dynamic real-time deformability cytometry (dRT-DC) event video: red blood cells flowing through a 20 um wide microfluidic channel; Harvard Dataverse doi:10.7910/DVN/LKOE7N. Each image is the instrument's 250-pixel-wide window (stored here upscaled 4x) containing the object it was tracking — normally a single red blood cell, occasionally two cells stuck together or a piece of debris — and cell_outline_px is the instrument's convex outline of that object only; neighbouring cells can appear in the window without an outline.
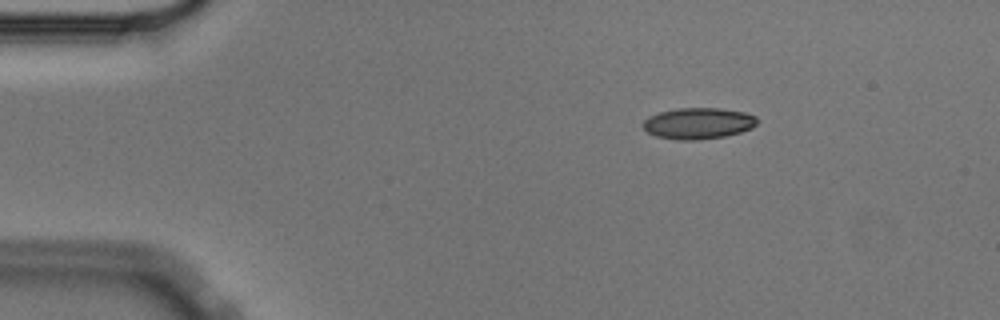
{"species": "Egyptian fruit bat (a non-hibernating species)", "species_latin": "Rousettus aegyptiacus", "temperature_condition": "cold", "stored_images_in_passage": 49, "camera_frame_rate_fps": 3000, "um_per_image_px": 0.085, "animal": {"sex": "male"}, "frame": {"image": 1, "passage_image": 2, "time_ms": 0.333, "image_size_px": [1000, 320], "cell_outline_px": [[756, 124], [752, 128], [740, 132], [724, 136], [700, 140], [676, 140], [656, 136], [648, 132], [644, 128], [644, 120], [648, 116], [660, 112], [676, 108], [720, 108], [744, 112], [756, 116]], "centroid_in_image_um": [59.34, 10.48], "position_along_channel_um": 25.7, "area_um2": 20.75}}
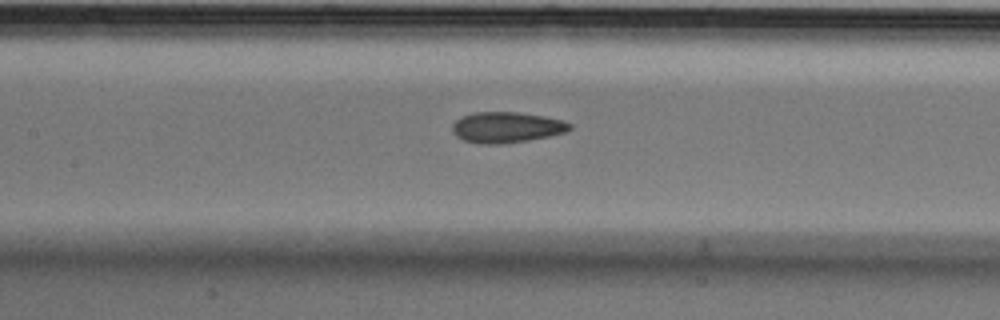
{"frame": {"image": 2, "passage_image": 19, "time_ms": 6.0, "image_size_px": [1000, 320], "cell_outline_px": [[572, 128], [568, 132], [528, 140], [500, 144], [480, 144], [464, 140], [456, 136], [452, 132], [452, 124], [456, 120], [464, 116], [476, 112], [516, 112], [544, 116], [564, 120], [572, 124]], "centroid_in_image_um": [43.08, 10.82], "position_along_channel_um": 164.3, "area_um2": 21.1}}
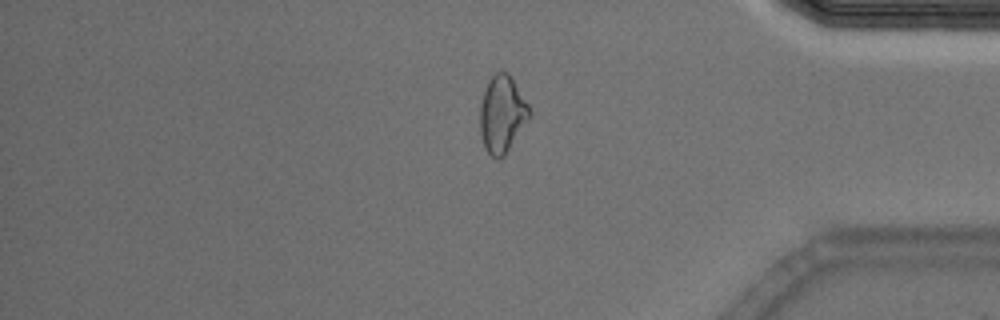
{"frame": {"image": 3, "passage_image": 40, "time_ms": 13.0, "image_size_px": [1000, 320], "cell_outline_px": [[532, 112], [504, 156], [492, 156], [488, 152], [484, 144], [480, 132], [480, 104], [488, 80], [496, 72], [508, 72], [528, 104]], "centroid_in_image_um": [42.67, 9.66], "position_along_channel_um": 392.5, "area_um2": 21.56}, "authors_computed_cell_mechanics": {"area_um2": 21.097, "velocity_mm_per_s": 3.5772, "shape_relaxation_time_tau1_ms": 8.8977, "shape_relaxation_time_tau2_ms": 2.9262, "deformation_change_tau1": 0.1612, "deformation_change_tau2": 0.0926}}